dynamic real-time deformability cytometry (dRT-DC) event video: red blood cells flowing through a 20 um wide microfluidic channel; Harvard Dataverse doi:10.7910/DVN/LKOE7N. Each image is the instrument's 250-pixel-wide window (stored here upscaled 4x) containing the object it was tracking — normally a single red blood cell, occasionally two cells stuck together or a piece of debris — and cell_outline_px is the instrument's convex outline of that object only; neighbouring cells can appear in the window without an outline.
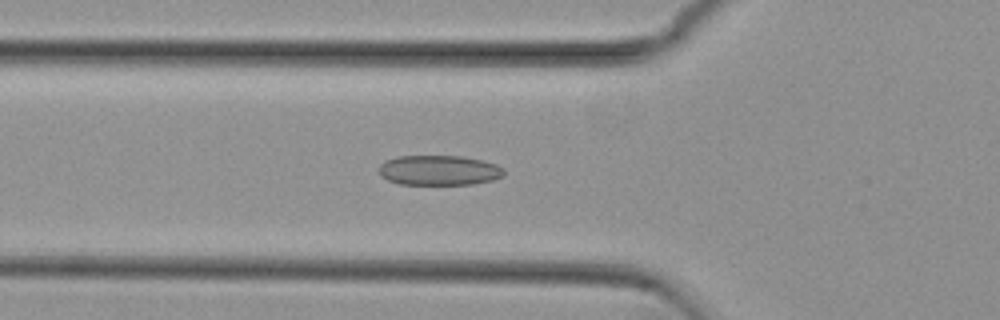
{"species": "common noctule bat (a hibernating species)", "species_latin": "Nyctalus noctula", "temperature_condition": "cold", "stored_images_in_passage": 42, "camera_frame_rate_fps": 3000, "um_per_image_px": 0.085, "animal": {"sex": "female", "body_mass_g": 29.2, "forearm_length_mm": 56.3}, "frame": {"image": 1, "passage_image": 7, "time_ms": 2.0, "image_size_px": [1000, 320], "cell_outline_px": [[504, 176], [492, 180], [472, 184], [400, 184], [388, 180], [380, 176], [380, 164], [384, 160], [396, 156], [464, 156], [496, 164], [504, 168]], "centroid_in_image_um": [37.31, 14.47], "position_along_channel_um": 88.5, "area_um2": 21.91}}
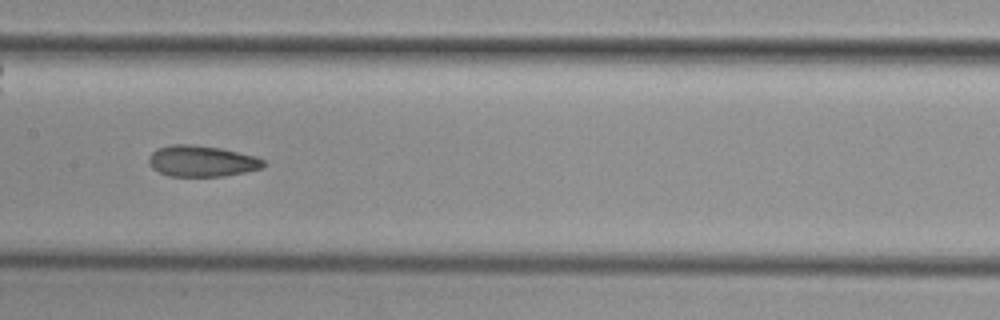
{"frame": {"image": 2, "passage_image": 15, "time_ms": 4.667, "image_size_px": [1000, 320], "cell_outline_px": [[264, 164], [260, 168], [244, 172], [224, 176], [168, 176], [152, 168], [148, 164], [148, 156], [156, 148], [168, 144], [192, 144], [220, 148], [256, 156], [264, 160]], "centroid_in_image_um": [17.08, 13.68], "position_along_channel_um": 190.3, "area_um2": 20.87}}
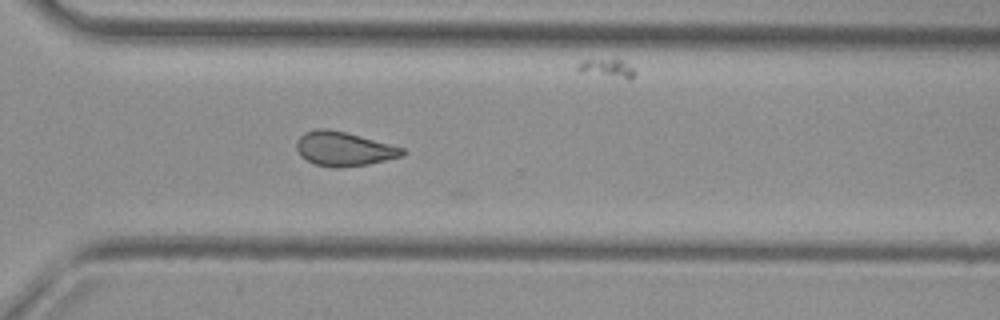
{"frame": {"image": 3, "passage_image": 27, "time_ms": 8.667, "image_size_px": [1000, 320], "cell_outline_px": [[408, 152], [404, 156], [368, 164], [336, 168], [316, 164], [300, 156], [296, 148], [296, 144], [300, 136], [304, 132], [316, 128], [328, 128], [360, 136], [404, 148]], "centroid_in_image_um": [29.23, 12.65], "position_along_channel_um": 341.4, "area_um2": 21.04}}